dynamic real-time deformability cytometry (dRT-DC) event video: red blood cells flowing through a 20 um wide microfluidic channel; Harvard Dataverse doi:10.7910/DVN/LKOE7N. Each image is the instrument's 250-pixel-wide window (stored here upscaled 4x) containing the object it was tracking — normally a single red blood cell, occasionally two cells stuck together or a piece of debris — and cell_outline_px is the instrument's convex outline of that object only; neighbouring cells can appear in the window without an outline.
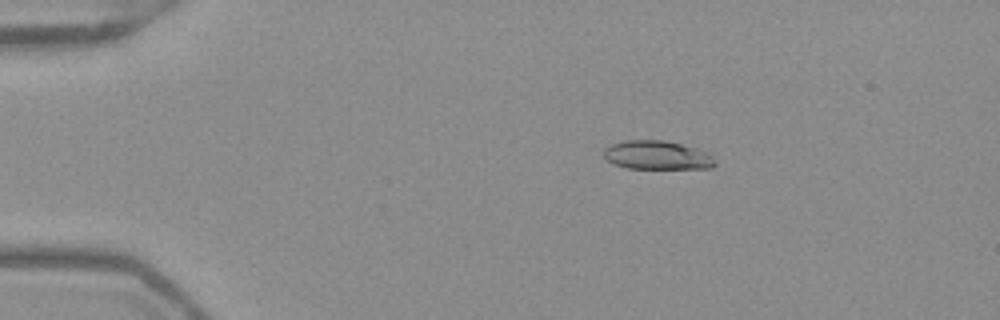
{"species": "Egyptian fruit bat (a non-hibernating species)", "species_latin": "Rousettus aegyptiacus", "temperature_condition": "warm", "stored_images_in_passage": 43, "camera_frame_rate_fps": 3000, "um_per_image_px": 0.085, "frame": {"image": 1, "passage_image": 1, "time_ms": 0.0, "image_size_px": [1000, 320], "cell_outline_px": [[716, 164], [712, 168], [628, 168], [612, 164], [604, 160], [604, 148], [612, 144], [624, 140], [664, 140], [680, 144], [704, 152], [712, 156]], "centroid_in_image_um": [55.78, 13.19], "position_along_channel_um": 29.2, "area_um2": 18.5}}
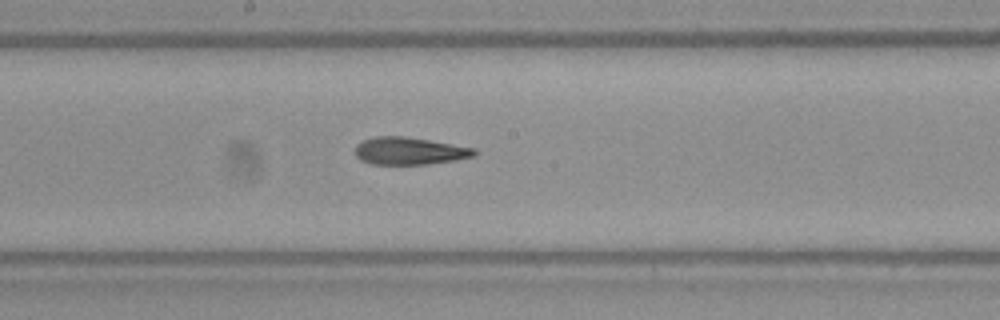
{"frame": {"image": 2, "passage_image": 20, "time_ms": 6.333, "image_size_px": [1000, 320], "cell_outline_px": [[476, 156], [456, 160], [428, 164], [368, 164], [360, 160], [356, 156], [356, 144], [364, 140], [376, 136], [404, 136], [476, 148]], "centroid_in_image_um": [34.8, 12.84], "position_along_channel_um": 213.4, "area_um2": 19.07}}
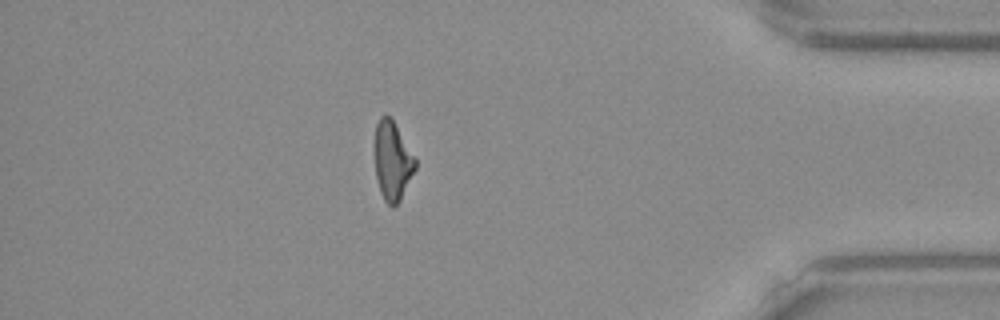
{"frame": {"image": 3, "passage_image": 37, "time_ms": 12.0, "image_size_px": [1000, 320], "cell_outline_px": [[416, 168], [400, 200], [392, 208], [384, 200], [380, 192], [376, 176], [372, 148], [372, 144], [376, 124], [380, 116], [392, 116], [416, 156]], "centroid_in_image_um": [33.33, 13.6], "position_along_channel_um": 401.9, "area_um2": 19.54}, "authors_computed_cell_mechanics": {"area_um2": 19.652, "velocity_mm_per_s": 3.9682, "shape_relaxation_time_tau1_ms": 10.23, "shape_relaxation_time_tau2_ms": 3.2808, "deformation_change_tau1": 0.2532, "deformation_change_tau2": 0.13}}